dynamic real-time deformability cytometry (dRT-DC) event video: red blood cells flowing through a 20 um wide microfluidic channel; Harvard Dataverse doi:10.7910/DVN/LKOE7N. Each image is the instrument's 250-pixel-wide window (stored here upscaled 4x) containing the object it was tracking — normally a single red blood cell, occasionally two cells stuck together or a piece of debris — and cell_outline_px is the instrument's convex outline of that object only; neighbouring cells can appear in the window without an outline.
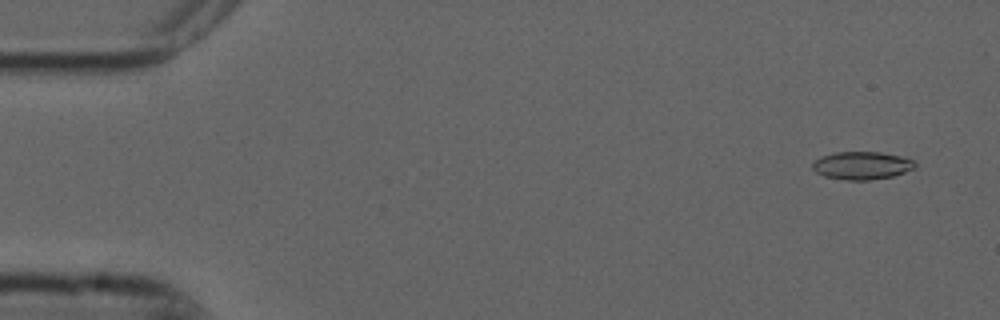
{"species": "common noctule bat (a hibernating species)", "species_latin": "Nyctalus noctula", "temperature_condition": "cold", "stored_images_in_passage": 6, "camera_frame_rate_fps": 3000, "um_per_image_px": 0.085, "animal": {"sex": "male", "forearm_length_mm": 52.5}, "frame": {"image": 1, "passage_image": 1, "time_ms": 0.0, "image_size_px": [1000, 320], "cell_outline_px": [[916, 168], [892, 176], [868, 180], [844, 180], [824, 176], [816, 172], [812, 168], [812, 160], [820, 156], [832, 152], [880, 152], [900, 156], [916, 160]], "centroid_in_image_um": [73.23, 14.06], "position_along_channel_um": 11.8, "area_um2": 16.88}}
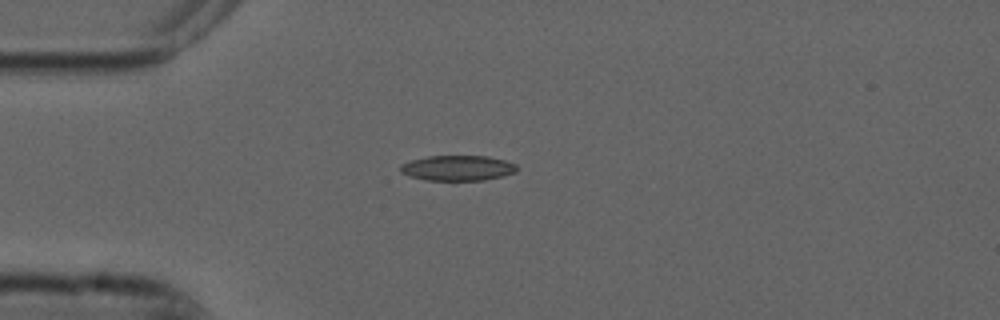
{"frame": {"image": 2, "passage_image": 4, "time_ms": 1.0, "image_size_px": [1000, 320], "cell_outline_px": [[516, 172], [504, 176], [484, 180], [424, 180], [408, 176], [400, 172], [400, 164], [412, 160], [428, 156], [488, 156], [504, 160], [516, 164]], "centroid_in_image_um": [38.88, 14.28], "position_along_channel_um": 46.1, "area_um2": 17.22}}
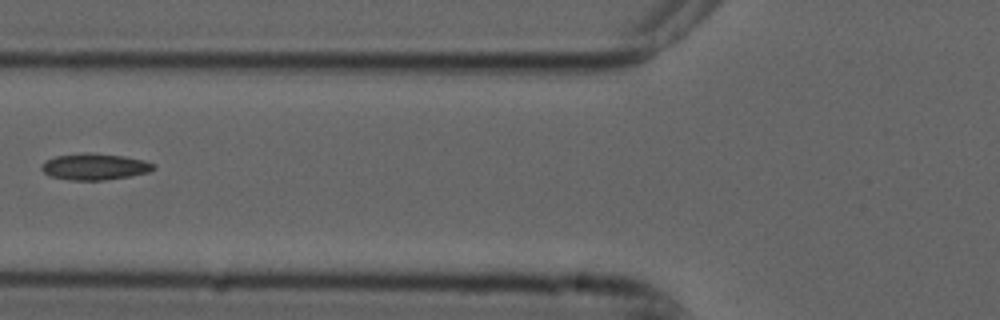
{"frame": {"image": 3, "passage_image": 6, "time_ms": 1.667, "image_size_px": [1000, 320], "cell_outline_px": [[156, 168], [148, 172], [128, 176], [100, 180], [72, 180], [52, 176], [44, 172], [40, 168], [40, 164], [44, 160], [56, 156], [84, 152], [92, 152], [124, 156], [144, 160], [156, 164]], "centroid_in_image_um": [8.03, 14.14], "position_along_channel_um": 117.8, "area_um2": 17.28}}